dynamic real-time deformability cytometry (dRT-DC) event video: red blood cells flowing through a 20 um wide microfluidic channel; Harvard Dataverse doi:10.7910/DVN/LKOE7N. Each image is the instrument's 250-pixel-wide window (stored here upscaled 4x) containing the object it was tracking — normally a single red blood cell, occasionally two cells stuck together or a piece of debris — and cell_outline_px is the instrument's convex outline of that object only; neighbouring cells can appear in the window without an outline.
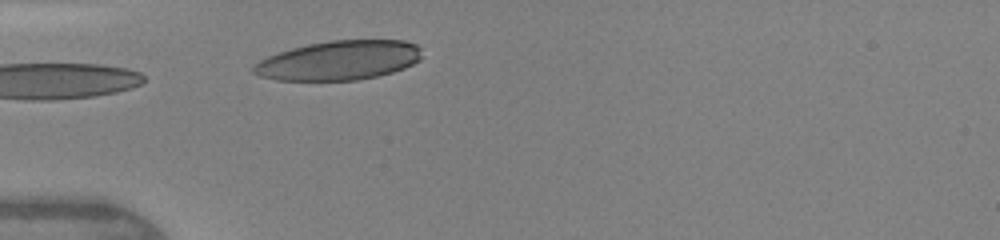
{"species": "human", "species_latin": "Homo sapiens", "temperature_condition": "warm", "stored_images_in_passage": 2, "camera_frame_rate_fps": 3000, "um_per_image_px": 0.085, "donor": {"sex": "female"}, "frame": {"image": 1, "passage_image": 2, "time_ms": 1.0, "image_size_px": [1000, 240], "cell_outline_px": [[420, 60], [404, 68], [392, 72], [376, 76], [356, 80], [276, 80], [260, 76], [252, 72], [252, 68], [260, 60], [268, 56], [292, 48], [308, 44], [332, 40], [404, 40], [416, 44], [420, 48]], "centroid_in_image_um": [28.82, 5.13], "position_along_channel_um": 56.2, "area_um2": 38.38}}